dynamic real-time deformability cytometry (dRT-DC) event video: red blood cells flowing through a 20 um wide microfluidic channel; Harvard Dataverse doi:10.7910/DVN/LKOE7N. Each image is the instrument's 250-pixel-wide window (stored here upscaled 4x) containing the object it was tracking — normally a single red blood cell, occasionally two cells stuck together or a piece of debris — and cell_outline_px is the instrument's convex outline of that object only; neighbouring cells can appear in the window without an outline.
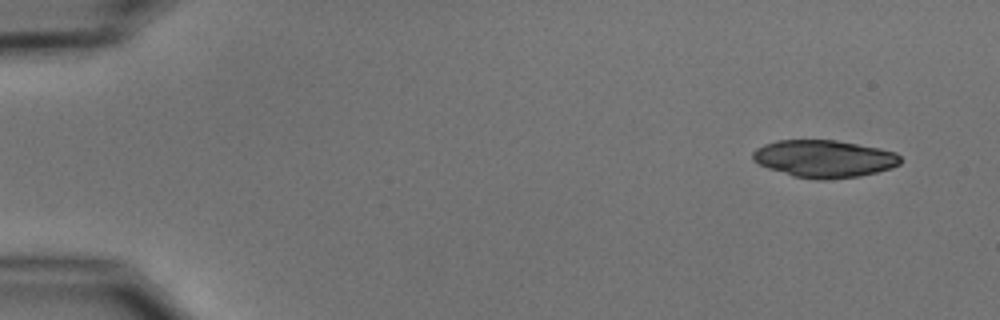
{"species": "common noctule bat (a hibernating species)", "species_latin": "Nyctalus noctula", "temperature_condition": "cold", "stored_images_in_passage": 6, "camera_frame_rate_fps": 3000, "um_per_image_px": 0.085, "animal": {"sex": "male", "body_mass_g": 15.6}, "frame": {"image": 1, "passage_image": 1, "time_ms": 0.0, "image_size_px": [1000, 320], "cell_outline_px": [[900, 164], [892, 168], [860, 176], [828, 180], [816, 180], [792, 176], [768, 168], [752, 160], [752, 152], [756, 148], [764, 144], [776, 140], [836, 140], [880, 148], [896, 152], [900, 156]], "centroid_in_image_um": [70.04, 13.49], "position_along_channel_um": 15.0, "area_um2": 32.43}}